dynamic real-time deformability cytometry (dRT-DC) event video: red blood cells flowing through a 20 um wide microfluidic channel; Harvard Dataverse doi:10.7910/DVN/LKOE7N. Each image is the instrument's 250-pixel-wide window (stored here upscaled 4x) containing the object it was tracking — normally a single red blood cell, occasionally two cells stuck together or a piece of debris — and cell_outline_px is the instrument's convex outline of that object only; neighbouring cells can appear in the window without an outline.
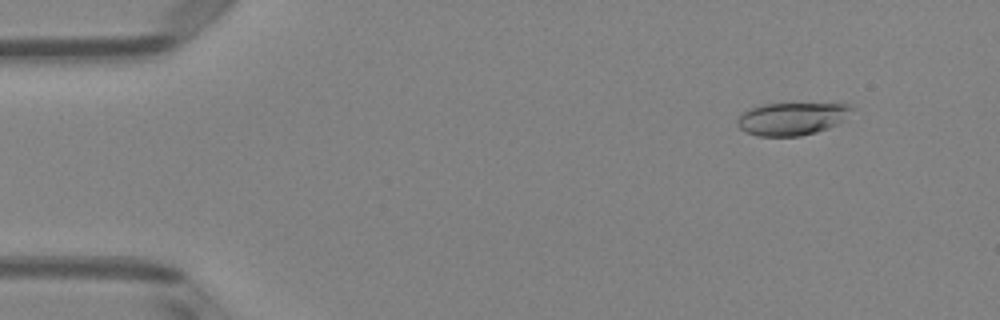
{"species": "Egyptian fruit bat (a non-hibernating species)", "species_latin": "Rousettus aegyptiacus", "temperature_condition": "room temperature", "stored_images_in_passage": 51, "camera_frame_rate_fps": 3000, "um_per_image_px": 0.085, "animal": {"sex": "female"}, "frame": {"image": 1, "passage_image": 5, "time_ms": 1.333, "image_size_px": [1000, 320], "cell_outline_px": [[856, 108], [840, 124], [816, 132], [800, 136], [756, 136], [740, 128], [736, 124], [736, 120], [748, 108], [764, 104], [852, 104]], "centroid_in_image_um": [67.35, 10.09], "position_along_channel_um": 17.6, "area_um2": 21.91}}
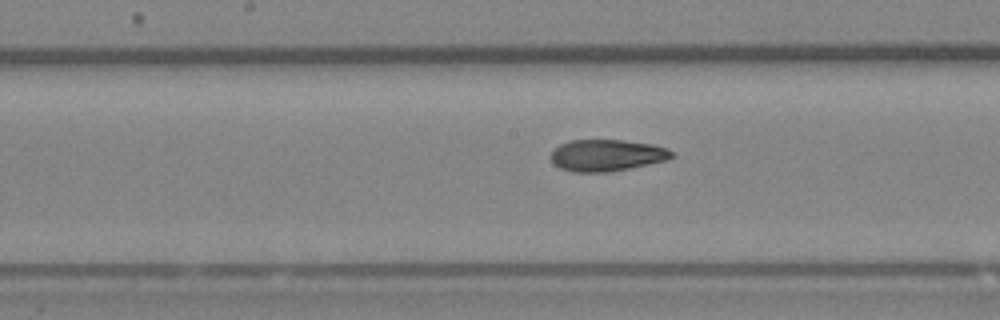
{"frame": {"image": 2, "passage_image": 26, "time_ms": 8.333, "image_size_px": [1000, 320], "cell_outline_px": [[676, 156], [668, 160], [608, 172], [576, 172], [560, 168], [552, 160], [552, 152], [560, 144], [572, 140], [620, 140], [652, 144], [668, 148]], "centroid_in_image_um": [51.62, 13.2], "position_along_channel_um": 196.6, "area_um2": 22.08}}
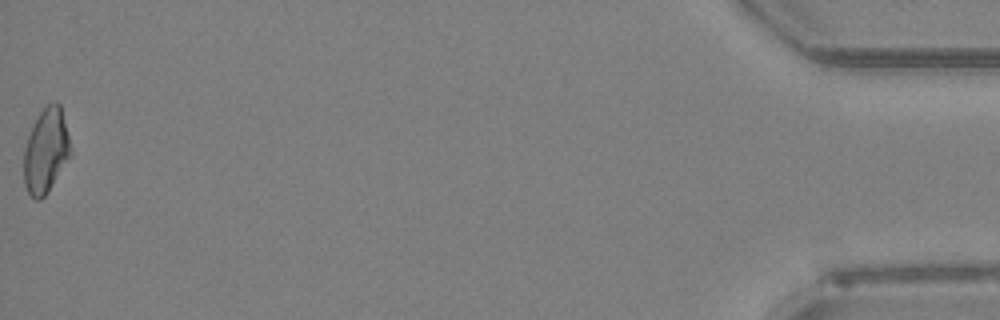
{"frame": {"image": 3, "passage_image": 51, "time_ms": 16.667, "image_size_px": [1000, 320], "cell_outline_px": [[72, 156], [48, 192], [40, 200], [36, 200], [28, 192], [24, 184], [24, 148], [28, 136], [40, 112], [48, 104], [56, 100], [60, 104], [72, 148]], "centroid_in_image_um": [3.94, 12.84], "position_along_channel_um": 431.3, "area_um2": 23.18}, "authors_computed_cell_mechanics": {"area_um2": 22.5998, "velocity_mm_per_s": 3.9802, "shape_relaxation_time_tau1_ms": null, "shape_relaxation_time_tau2_ms": 2.3095, "deformation_change_tau1": null, "deformation_change_tau2": 0.0907}}